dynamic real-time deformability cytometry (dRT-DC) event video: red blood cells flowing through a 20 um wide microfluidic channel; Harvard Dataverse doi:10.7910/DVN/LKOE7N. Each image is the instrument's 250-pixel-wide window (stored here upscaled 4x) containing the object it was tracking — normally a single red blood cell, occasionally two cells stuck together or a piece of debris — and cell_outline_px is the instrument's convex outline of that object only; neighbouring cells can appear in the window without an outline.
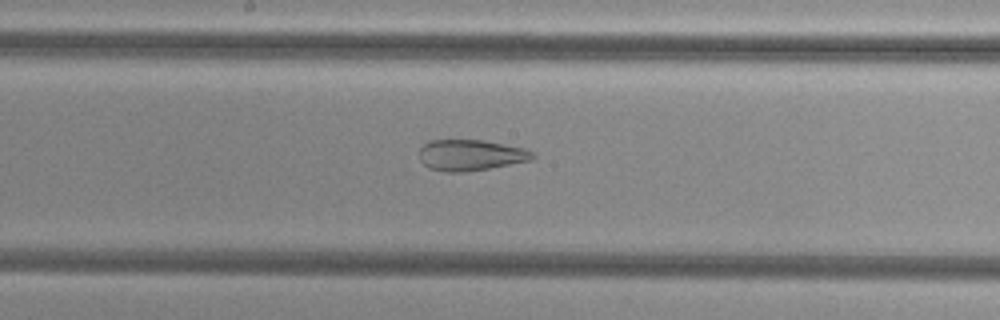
{"species": "common noctule bat (a hibernating species)", "species_latin": "Nyctalus noctula", "temperature_condition": "cold", "stored_images_in_passage": 39, "camera_frame_rate_fps": 3000, "um_per_image_px": 0.085, "animal": {"sex": "female", "body_mass_g": 29.2, "forearm_length_mm": 56.3}, "frame": {"image": 1, "passage_image": 14, "time_ms": 4.333, "image_size_px": [1000, 320], "cell_outline_px": [[536, 156], [532, 160], [488, 168], [464, 172], [444, 172], [428, 168], [420, 160], [420, 148], [428, 140], [484, 140], [524, 148], [532, 152]], "centroid_in_image_um": [39.99, 13.18], "position_along_channel_um": 208.2, "area_um2": 20.46}}
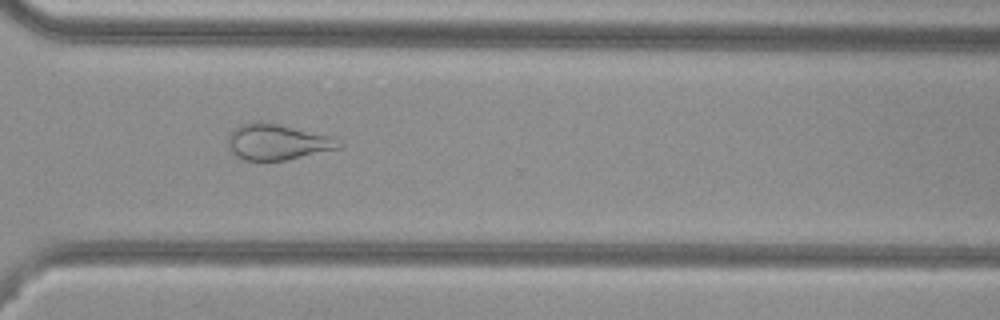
{"frame": {"image": 2, "passage_image": 25, "time_ms": 8.0, "image_size_px": [1000, 320], "cell_outline_px": [[344, 144], [340, 148], [284, 160], [244, 160], [236, 156], [228, 148], [228, 132], [232, 128], [240, 124], [252, 120], [256, 120], [336, 136], [344, 140]], "centroid_in_image_um": [23.59, 12.04], "position_along_channel_um": 347.0, "area_um2": 23.64}}
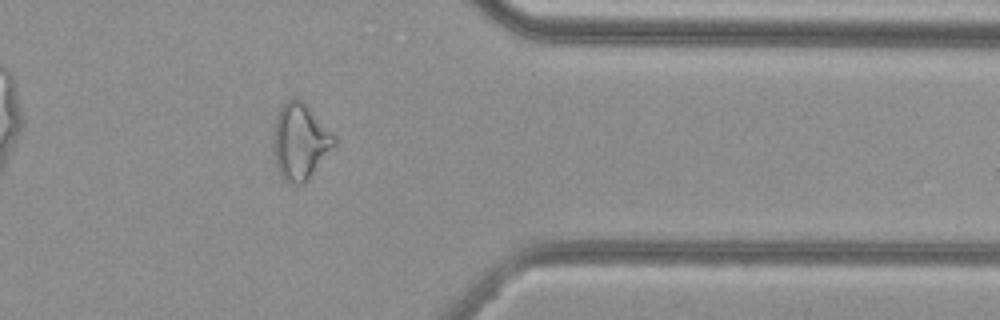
{"frame": {"image": 3, "passage_image": 29, "time_ms": 9.333, "image_size_px": [1000, 320], "cell_outline_px": [[336, 144], [304, 184], [288, 184], [284, 180], [276, 164], [272, 144], [272, 140], [276, 116], [280, 108], [288, 100], [304, 100], [336, 136]], "centroid_in_image_um": [25.51, 12.03], "position_along_channel_um": 385.9, "area_um2": 27.05}, "authors_computed_cell_mechanics": {"area_um2": 25.8944, "velocity_mm_per_s": 3.788, "shape_relaxation_time_tau1_ms": null, "shape_relaxation_time_tau2_ms": 2.4445, "deformation_change_tau1": null, "deformation_change_tau2": 0.1118}}